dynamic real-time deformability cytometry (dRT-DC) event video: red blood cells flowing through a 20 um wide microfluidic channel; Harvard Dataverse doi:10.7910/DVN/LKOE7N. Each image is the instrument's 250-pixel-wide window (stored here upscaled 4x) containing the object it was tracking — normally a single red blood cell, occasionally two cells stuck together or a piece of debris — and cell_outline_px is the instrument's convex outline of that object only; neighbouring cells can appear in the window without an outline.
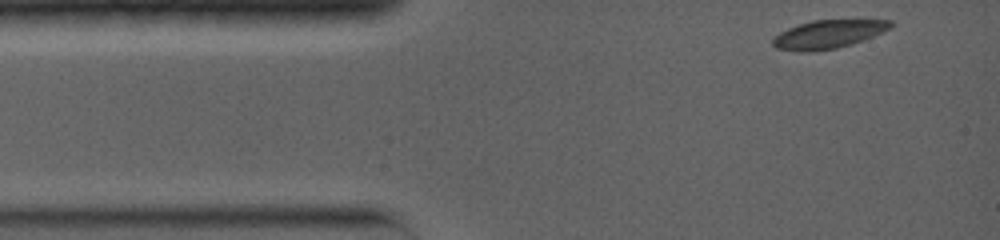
{"species": "common noctule bat (a hibernating species)", "species_latin": "Nyctalus noctula", "temperature_condition": "warm", "stored_images_in_passage": 53, "camera_frame_rate_fps": 5000, "um_per_image_px": 0.085, "animal": {"sex": "female", "body_mass_g": 19.0, "forearm_length_mm": 56.7}, "frame": {"image": 1, "passage_image": 1, "time_ms": 0.0, "image_size_px": [1000, 240], "cell_outline_px": [[892, 24], [888, 28], [864, 40], [852, 44], [836, 48], [812, 52], [800, 52], [776, 48], [772, 44], [772, 40], [780, 32], [788, 28], [812, 20], [892, 20]], "centroid_in_image_um": [70.35, 2.92], "position_along_channel_um": 14.7, "area_um2": 19.25}}
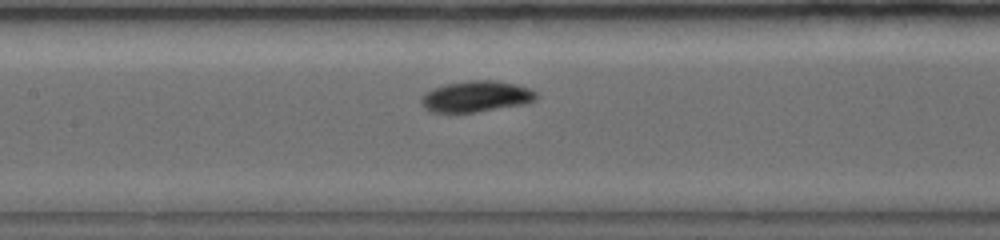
{"frame": {"image": 2, "passage_image": 19, "time_ms": 5.2, "image_size_px": [1000, 240], "cell_outline_px": [[540, 96], [536, 100], [524, 104], [476, 112], [432, 112], [424, 108], [420, 100], [424, 92], [432, 88], [448, 84], [468, 80], [496, 80], [516, 84], [528, 88], [536, 92]], "centroid_in_image_um": [40.48, 8.19], "position_along_channel_um": 166.9, "area_um2": 20.92}}
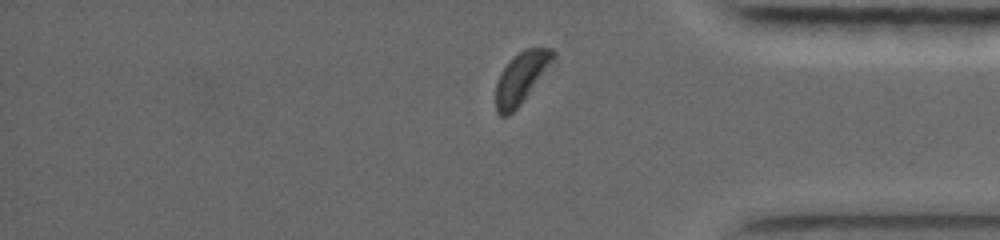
{"frame": {"image": 3, "passage_image": 45, "time_ms": 11.2, "image_size_px": [1000, 240], "cell_outline_px": [[556, 64], [520, 104], [508, 116], [500, 116], [496, 112], [496, 84], [500, 72], [508, 60], [524, 48], [552, 48], [556, 52]], "centroid_in_image_um": [44.38, 6.57], "position_along_channel_um": 390.8, "area_um2": 17.92}, "authors_computed_cell_mechanics": {"area_um2": 19.8254, "velocity_mm_per_s": 3.9226, "shape_relaxation_time_tau1_ms": 1.3257, "shape_relaxation_time_tau2_ms": 4.7413, "deformation_change_tau1": 0.0836, "deformation_change_tau2": 0.0615}}